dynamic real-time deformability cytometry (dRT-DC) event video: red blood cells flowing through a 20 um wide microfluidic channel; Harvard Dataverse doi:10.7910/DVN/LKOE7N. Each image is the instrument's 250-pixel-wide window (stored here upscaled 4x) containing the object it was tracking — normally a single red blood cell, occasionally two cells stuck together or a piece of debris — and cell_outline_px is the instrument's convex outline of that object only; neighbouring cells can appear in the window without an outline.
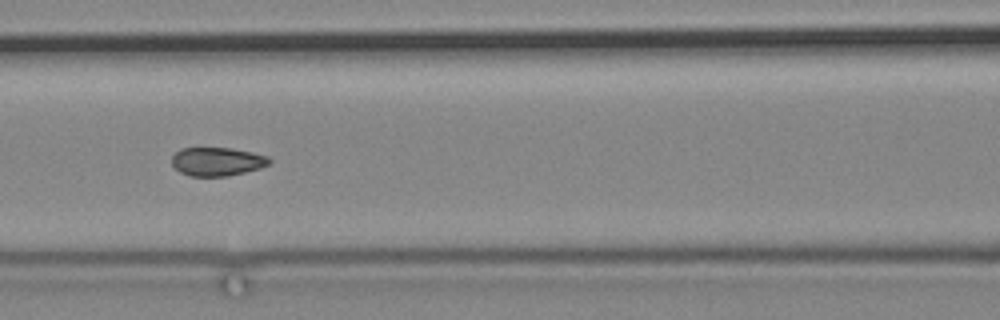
{"species": "common noctule bat (a hibernating species)", "species_latin": "Nyctalus noctula", "temperature_condition": "cold", "stored_images_in_passage": 5, "camera_frame_rate_fps": 3000, "um_per_image_px": 0.085, "animal": {"sex": "male", "body_mass_g": 19.2, "forearm_length_mm": 51.8}, "frame": {"image": 1, "passage_image": 4, "time_ms": 3.667, "image_size_px": [1000, 320], "cell_outline_px": [[272, 160], [268, 164], [260, 168], [228, 176], [188, 176], [180, 172], [172, 164], [172, 156], [180, 148], [232, 148], [252, 152], [268, 156]], "centroid_in_image_um": [18.45, 13.73], "position_along_channel_um": 148.1, "area_um2": 16.24}}
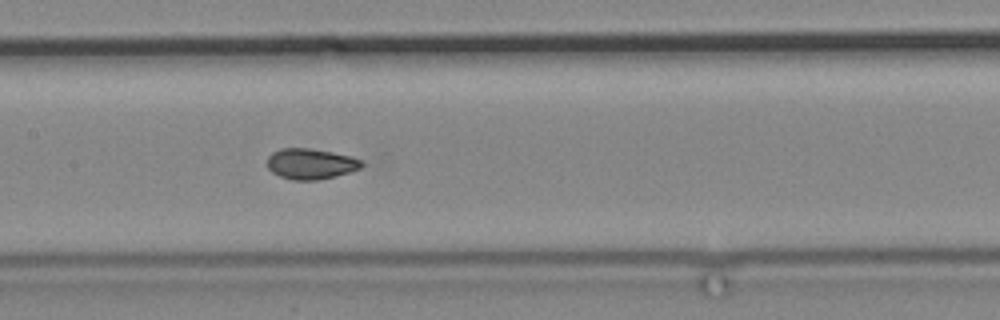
{"frame": {"image": 2, "passage_image": 5, "time_ms": 4.667, "image_size_px": [1000, 320], "cell_outline_px": [[364, 164], [360, 168], [336, 176], [316, 180], [292, 180], [280, 176], [272, 172], [268, 168], [268, 156], [272, 152], [280, 148], [308, 148], [332, 152], [352, 156], [364, 160]], "centroid_in_image_um": [26.42, 13.92], "position_along_channel_um": 181.0, "area_um2": 16.94}}